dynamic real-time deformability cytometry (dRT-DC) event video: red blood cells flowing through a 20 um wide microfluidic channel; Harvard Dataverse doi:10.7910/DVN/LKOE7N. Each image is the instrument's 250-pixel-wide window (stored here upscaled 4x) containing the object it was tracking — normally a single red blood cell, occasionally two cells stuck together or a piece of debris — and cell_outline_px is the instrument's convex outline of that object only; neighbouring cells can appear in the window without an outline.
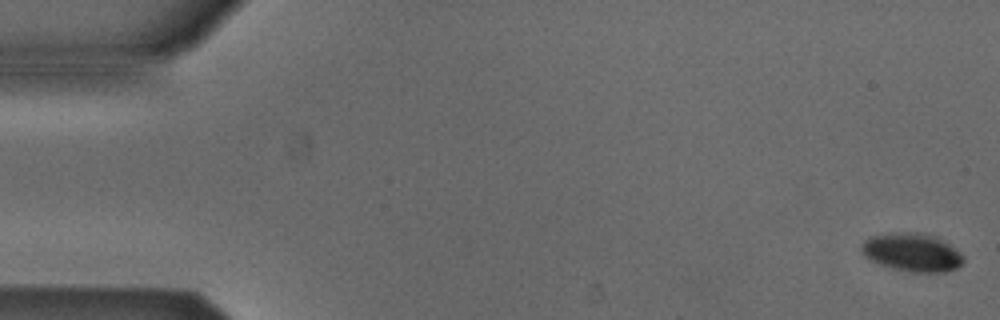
{"species": "Egyptian fruit bat (a non-hibernating species)", "species_latin": "Rousettus aegyptiacus", "temperature_condition": "cold", "stored_images_in_passage": 53, "camera_frame_rate_fps": 3000, "um_per_image_px": 0.085, "animal": {"sex": "male"}, "frame": {"image": 1, "passage_image": 1, "time_ms": 0.0, "image_size_px": [1000, 320], "cell_outline_px": [[964, 260], [956, 268], [944, 272], [912, 272], [892, 268], [880, 264], [864, 256], [860, 252], [860, 248], [864, 240], [872, 236], [904, 232], [916, 232], [936, 236], [960, 252], [964, 256]], "centroid_in_image_um": [77.52, 21.45], "position_along_channel_um": 7.5, "area_um2": 22.54}}
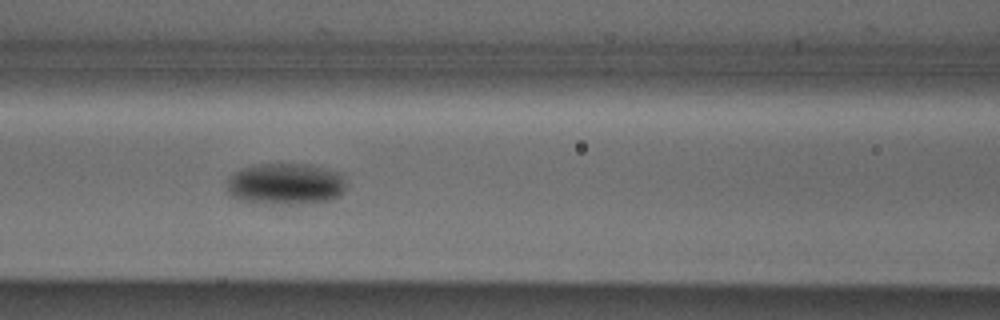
{"frame": {"image": 2, "passage_image": 23, "time_ms": 7.333, "image_size_px": [1000, 320], "cell_outline_px": [[348, 188], [340, 196], [332, 200], [292, 204], [288, 204], [240, 200], [232, 196], [228, 192], [228, 180], [236, 172], [244, 168], [256, 164], [308, 164], [340, 172]], "centroid_in_image_um": [24.35, 15.63], "position_along_channel_um": 142.3, "area_um2": 28.67}}
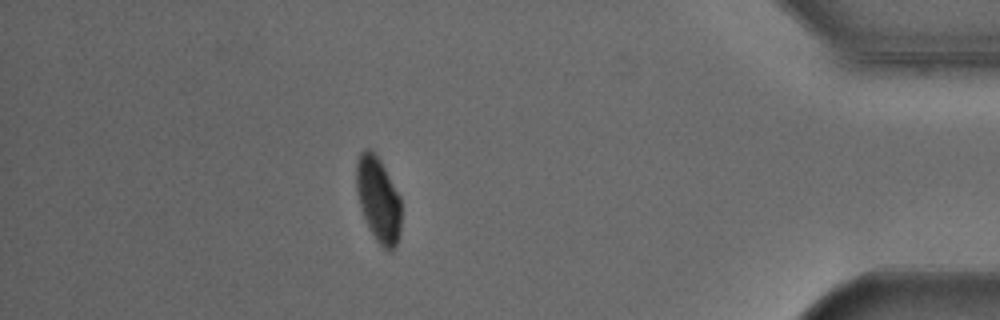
{"frame": {"image": 3, "passage_image": 47, "time_ms": 15.333, "image_size_px": [1000, 320], "cell_outline_px": [[400, 236], [392, 252], [388, 252], [376, 240], [368, 228], [360, 204], [356, 188], [356, 164], [360, 152], [364, 148], [368, 148], [380, 160], [400, 196]], "centroid_in_image_um": [32.16, 16.98], "position_along_channel_um": 403.0, "area_um2": 22.14}, "authors_computed_cell_mechanics": {"area_um2": 24.276, "velocity_mm_per_s": 3.8573, "shape_relaxation_time_tau1_ms": 2.3686, "shape_relaxation_time_tau2_ms": null, "deformation_change_tau1": 0.0834, "deformation_change_tau2": null}}